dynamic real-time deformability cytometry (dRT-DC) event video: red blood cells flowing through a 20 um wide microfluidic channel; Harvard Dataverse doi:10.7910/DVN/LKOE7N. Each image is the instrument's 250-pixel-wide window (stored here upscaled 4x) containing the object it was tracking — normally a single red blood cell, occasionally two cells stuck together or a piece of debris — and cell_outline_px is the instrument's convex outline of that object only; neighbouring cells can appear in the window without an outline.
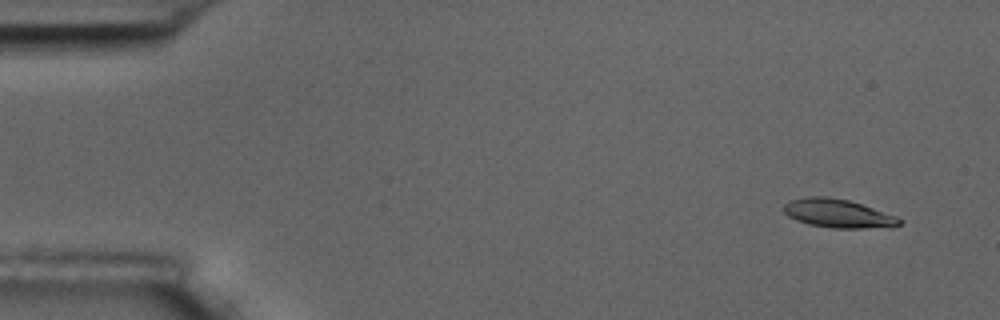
{"species": "common noctule bat (a hibernating species)", "species_latin": "Nyctalus noctula", "temperature_condition": "room temperature", "stored_images_in_passage": 57, "camera_frame_rate_fps": 3000, "um_per_image_px": 0.085, "animal": {"sex": "male", "body_mass_g": 17.5, "forearm_length_mm": 52.3}, "frame": {"image": 1, "passage_image": 4, "time_ms": 1.0, "image_size_px": [1000, 320], "cell_outline_px": [[904, 220], [900, 224], [892, 228], [832, 228], [808, 224], [796, 220], [788, 216], [784, 212], [784, 204], [792, 200], [808, 196], [824, 196], [848, 200], [896, 216]], "centroid_in_image_um": [71.26, 18.16], "position_along_channel_um": 13.7, "area_um2": 19.25}}
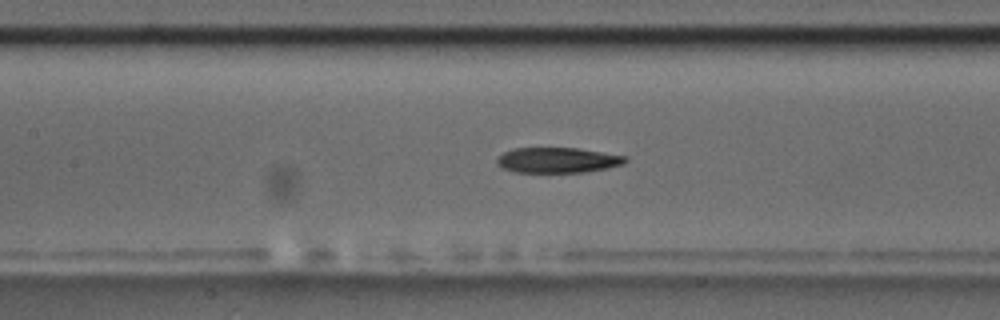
{"frame": {"image": 2, "passage_image": 26, "time_ms": 8.333, "image_size_px": [1000, 320], "cell_outline_px": [[628, 160], [624, 164], [608, 168], [584, 172], [516, 172], [504, 168], [496, 164], [496, 160], [504, 152], [512, 148], [576, 148], [628, 156]], "centroid_in_image_um": [47.43, 13.61], "position_along_channel_um": 160.0, "area_um2": 18.96}}
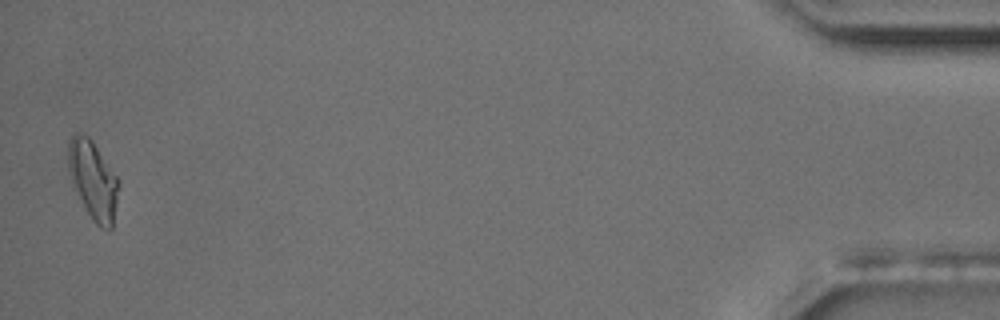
{"frame": {"image": 3, "passage_image": 56, "time_ms": 18.333, "image_size_px": [1000, 320], "cell_outline_px": [[120, 184], [112, 228], [108, 232], [100, 228], [92, 220], [72, 180], [68, 168], [68, 140], [76, 132], [80, 132], [88, 136], [92, 140], [120, 180]], "centroid_in_image_um": [7.95, 15.29], "position_along_channel_um": 427.3, "area_um2": 22.95}, "authors_computed_cell_mechanics": {"area_um2": 20.1144, "velocity_mm_per_s": 3.5674, "shape_relaxation_time_tau1_ms": 7.7511, "shape_relaxation_time_tau2_ms": 4.6197, "deformation_change_tau1": 0.2207, "deformation_change_tau2": 0.1374}}